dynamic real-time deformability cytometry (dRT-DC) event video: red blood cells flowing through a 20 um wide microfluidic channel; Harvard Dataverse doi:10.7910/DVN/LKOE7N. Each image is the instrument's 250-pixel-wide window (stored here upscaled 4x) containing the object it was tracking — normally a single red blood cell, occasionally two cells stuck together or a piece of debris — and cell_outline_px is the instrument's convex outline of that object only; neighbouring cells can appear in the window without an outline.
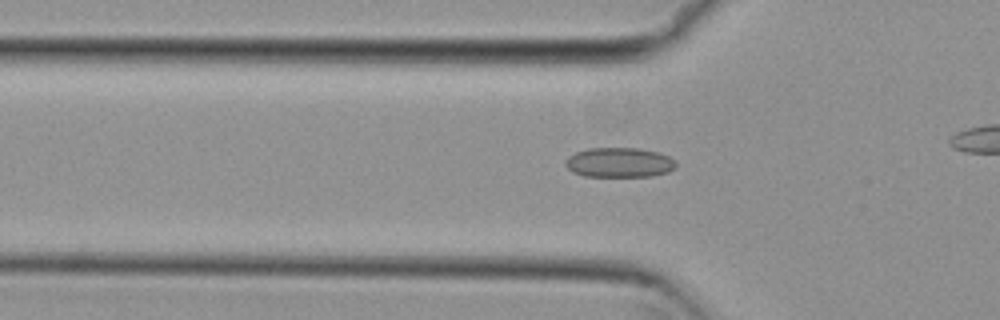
{"species": "common noctule bat (a hibernating species)", "species_latin": "Nyctalus noctula", "temperature_condition": "cold", "stored_images_in_passage": 40, "camera_frame_rate_fps": 3000, "um_per_image_px": 0.085, "animal": {"sex": "female", "body_mass_g": 29.2, "forearm_length_mm": 56.3}, "frame": {"image": 1, "passage_image": 14, "time_ms": 4.333, "image_size_px": [1000, 320], "cell_outline_px": [[676, 168], [668, 172], [652, 176], [584, 176], [572, 172], [564, 164], [568, 156], [576, 152], [588, 148], [640, 148], [660, 152], [676, 160]], "centroid_in_image_um": [52.66, 13.8], "position_along_channel_um": 73.1, "area_um2": 19.36}}
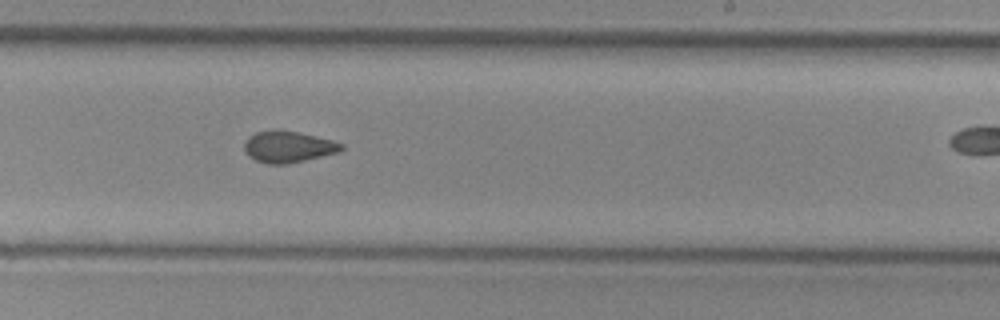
{"frame": {"image": 2, "passage_image": 29, "time_ms": 9.333, "image_size_px": [1000, 320], "cell_outline_px": [[344, 148], [340, 152], [288, 164], [268, 164], [256, 160], [248, 156], [244, 152], [244, 144], [248, 136], [256, 132], [296, 132], [332, 140], [344, 144]], "centroid_in_image_um": [24.51, 12.52], "position_along_channel_um": 264.5, "area_um2": 17.4}}
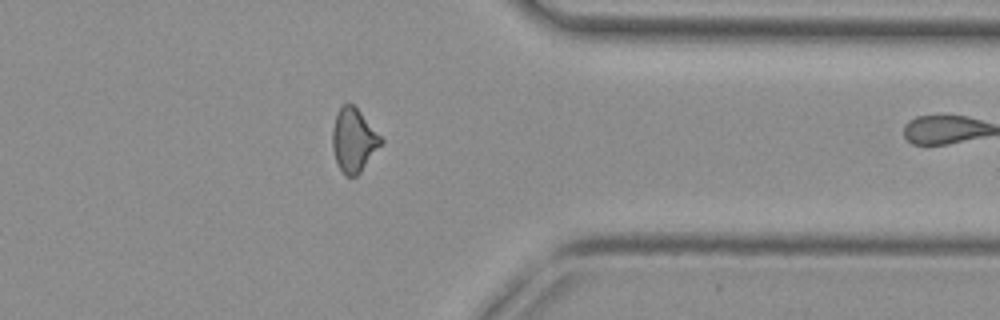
{"frame": {"image": 3, "passage_image": 39, "time_ms": 12.667, "image_size_px": [1000, 320], "cell_outline_px": [[384, 140], [360, 172], [356, 176], [344, 176], [336, 160], [332, 148], [332, 128], [336, 112], [344, 104], [352, 104], [360, 112]], "centroid_in_image_um": [30.03, 11.91], "position_along_channel_um": 381.4, "area_um2": 17.69}}